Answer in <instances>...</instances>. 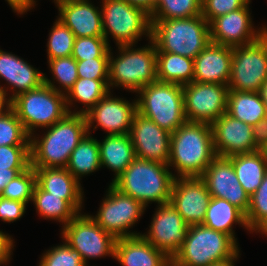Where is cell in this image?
<instances>
[{
    "label": "cell",
    "mask_w": 267,
    "mask_h": 266,
    "mask_svg": "<svg viewBox=\"0 0 267 266\" xmlns=\"http://www.w3.org/2000/svg\"><path fill=\"white\" fill-rule=\"evenodd\" d=\"M151 40L156 52L194 59L210 41V24L202 16L151 21Z\"/></svg>",
    "instance_id": "cell-4"
},
{
    "label": "cell",
    "mask_w": 267,
    "mask_h": 266,
    "mask_svg": "<svg viewBox=\"0 0 267 266\" xmlns=\"http://www.w3.org/2000/svg\"><path fill=\"white\" fill-rule=\"evenodd\" d=\"M79 182L82 176L101 168L99 140L87 133L72 151L65 167Z\"/></svg>",
    "instance_id": "cell-32"
},
{
    "label": "cell",
    "mask_w": 267,
    "mask_h": 266,
    "mask_svg": "<svg viewBox=\"0 0 267 266\" xmlns=\"http://www.w3.org/2000/svg\"><path fill=\"white\" fill-rule=\"evenodd\" d=\"M202 0H156L151 21L170 20L199 16Z\"/></svg>",
    "instance_id": "cell-34"
},
{
    "label": "cell",
    "mask_w": 267,
    "mask_h": 266,
    "mask_svg": "<svg viewBox=\"0 0 267 266\" xmlns=\"http://www.w3.org/2000/svg\"><path fill=\"white\" fill-rule=\"evenodd\" d=\"M201 178L211 197L225 199L245 214L250 205V196L243 189L227 157H216L206 168Z\"/></svg>",
    "instance_id": "cell-18"
},
{
    "label": "cell",
    "mask_w": 267,
    "mask_h": 266,
    "mask_svg": "<svg viewBox=\"0 0 267 266\" xmlns=\"http://www.w3.org/2000/svg\"><path fill=\"white\" fill-rule=\"evenodd\" d=\"M46 130L41 138L34 134L30 136V165L33 168H65L72 151L88 133L86 116L68 113Z\"/></svg>",
    "instance_id": "cell-2"
},
{
    "label": "cell",
    "mask_w": 267,
    "mask_h": 266,
    "mask_svg": "<svg viewBox=\"0 0 267 266\" xmlns=\"http://www.w3.org/2000/svg\"><path fill=\"white\" fill-rule=\"evenodd\" d=\"M226 113L251 126L267 116L259 92L228 91Z\"/></svg>",
    "instance_id": "cell-29"
},
{
    "label": "cell",
    "mask_w": 267,
    "mask_h": 266,
    "mask_svg": "<svg viewBox=\"0 0 267 266\" xmlns=\"http://www.w3.org/2000/svg\"><path fill=\"white\" fill-rule=\"evenodd\" d=\"M41 257L39 266H86L80 253L65 241L47 250Z\"/></svg>",
    "instance_id": "cell-40"
},
{
    "label": "cell",
    "mask_w": 267,
    "mask_h": 266,
    "mask_svg": "<svg viewBox=\"0 0 267 266\" xmlns=\"http://www.w3.org/2000/svg\"><path fill=\"white\" fill-rule=\"evenodd\" d=\"M32 202L36 211L44 219L61 222L65 226L78 212L62 196H55L43 191L37 184L33 191Z\"/></svg>",
    "instance_id": "cell-33"
},
{
    "label": "cell",
    "mask_w": 267,
    "mask_h": 266,
    "mask_svg": "<svg viewBox=\"0 0 267 266\" xmlns=\"http://www.w3.org/2000/svg\"><path fill=\"white\" fill-rule=\"evenodd\" d=\"M47 63L49 65L51 73L53 74V81L56 80V82L60 84L61 88L60 86L57 87L56 85H54L55 82H51V80L45 76L46 74H44V83L54 90L61 93L65 92L66 94L78 80L77 61L72 56H68L57 59H50Z\"/></svg>",
    "instance_id": "cell-35"
},
{
    "label": "cell",
    "mask_w": 267,
    "mask_h": 266,
    "mask_svg": "<svg viewBox=\"0 0 267 266\" xmlns=\"http://www.w3.org/2000/svg\"><path fill=\"white\" fill-rule=\"evenodd\" d=\"M245 216L250 233L267 218V171L259 188L250 196Z\"/></svg>",
    "instance_id": "cell-41"
},
{
    "label": "cell",
    "mask_w": 267,
    "mask_h": 266,
    "mask_svg": "<svg viewBox=\"0 0 267 266\" xmlns=\"http://www.w3.org/2000/svg\"><path fill=\"white\" fill-rule=\"evenodd\" d=\"M26 169H0V195L5 186Z\"/></svg>",
    "instance_id": "cell-48"
},
{
    "label": "cell",
    "mask_w": 267,
    "mask_h": 266,
    "mask_svg": "<svg viewBox=\"0 0 267 266\" xmlns=\"http://www.w3.org/2000/svg\"><path fill=\"white\" fill-rule=\"evenodd\" d=\"M65 1H67V0H54V3L57 4L56 6H58L59 4L64 3ZM35 5H37V4H36V1L32 0V8H33Z\"/></svg>",
    "instance_id": "cell-55"
},
{
    "label": "cell",
    "mask_w": 267,
    "mask_h": 266,
    "mask_svg": "<svg viewBox=\"0 0 267 266\" xmlns=\"http://www.w3.org/2000/svg\"><path fill=\"white\" fill-rule=\"evenodd\" d=\"M228 85L192 81L183 85L186 121L212 124L227 110Z\"/></svg>",
    "instance_id": "cell-13"
},
{
    "label": "cell",
    "mask_w": 267,
    "mask_h": 266,
    "mask_svg": "<svg viewBox=\"0 0 267 266\" xmlns=\"http://www.w3.org/2000/svg\"><path fill=\"white\" fill-rule=\"evenodd\" d=\"M168 164L135 158L111 184L123 194L131 196L145 207L170 201L175 174Z\"/></svg>",
    "instance_id": "cell-3"
},
{
    "label": "cell",
    "mask_w": 267,
    "mask_h": 266,
    "mask_svg": "<svg viewBox=\"0 0 267 266\" xmlns=\"http://www.w3.org/2000/svg\"><path fill=\"white\" fill-rule=\"evenodd\" d=\"M109 80H94L87 78H78L74 85L65 94L67 110L70 114H86L91 110L110 90ZM73 101L81 102L85 105L84 109L71 111L69 107ZM71 105V106H69Z\"/></svg>",
    "instance_id": "cell-31"
},
{
    "label": "cell",
    "mask_w": 267,
    "mask_h": 266,
    "mask_svg": "<svg viewBox=\"0 0 267 266\" xmlns=\"http://www.w3.org/2000/svg\"><path fill=\"white\" fill-rule=\"evenodd\" d=\"M137 112L136 99L132 102L113 97L109 91L85 116L88 133L101 127L107 135H126L130 133L134 115ZM96 125H93L95 124Z\"/></svg>",
    "instance_id": "cell-16"
},
{
    "label": "cell",
    "mask_w": 267,
    "mask_h": 266,
    "mask_svg": "<svg viewBox=\"0 0 267 266\" xmlns=\"http://www.w3.org/2000/svg\"><path fill=\"white\" fill-rule=\"evenodd\" d=\"M2 145H30V136L11 107L0 114V146Z\"/></svg>",
    "instance_id": "cell-37"
},
{
    "label": "cell",
    "mask_w": 267,
    "mask_h": 266,
    "mask_svg": "<svg viewBox=\"0 0 267 266\" xmlns=\"http://www.w3.org/2000/svg\"><path fill=\"white\" fill-rule=\"evenodd\" d=\"M30 166V145L0 146V169H27Z\"/></svg>",
    "instance_id": "cell-42"
},
{
    "label": "cell",
    "mask_w": 267,
    "mask_h": 266,
    "mask_svg": "<svg viewBox=\"0 0 267 266\" xmlns=\"http://www.w3.org/2000/svg\"><path fill=\"white\" fill-rule=\"evenodd\" d=\"M157 207L150 229L141 236L172 258L184 244L189 226L170 202Z\"/></svg>",
    "instance_id": "cell-14"
},
{
    "label": "cell",
    "mask_w": 267,
    "mask_h": 266,
    "mask_svg": "<svg viewBox=\"0 0 267 266\" xmlns=\"http://www.w3.org/2000/svg\"><path fill=\"white\" fill-rule=\"evenodd\" d=\"M129 135L136 158L168 164L171 136L169 132L136 112Z\"/></svg>",
    "instance_id": "cell-19"
},
{
    "label": "cell",
    "mask_w": 267,
    "mask_h": 266,
    "mask_svg": "<svg viewBox=\"0 0 267 266\" xmlns=\"http://www.w3.org/2000/svg\"><path fill=\"white\" fill-rule=\"evenodd\" d=\"M216 157L210 124L186 121L170 136L168 166L176 178L201 177Z\"/></svg>",
    "instance_id": "cell-1"
},
{
    "label": "cell",
    "mask_w": 267,
    "mask_h": 266,
    "mask_svg": "<svg viewBox=\"0 0 267 266\" xmlns=\"http://www.w3.org/2000/svg\"><path fill=\"white\" fill-rule=\"evenodd\" d=\"M114 259L122 266H171V258L141 235L117 239Z\"/></svg>",
    "instance_id": "cell-24"
},
{
    "label": "cell",
    "mask_w": 267,
    "mask_h": 266,
    "mask_svg": "<svg viewBox=\"0 0 267 266\" xmlns=\"http://www.w3.org/2000/svg\"><path fill=\"white\" fill-rule=\"evenodd\" d=\"M74 41L73 32L57 18L47 42L48 60L72 56Z\"/></svg>",
    "instance_id": "cell-36"
},
{
    "label": "cell",
    "mask_w": 267,
    "mask_h": 266,
    "mask_svg": "<svg viewBox=\"0 0 267 266\" xmlns=\"http://www.w3.org/2000/svg\"><path fill=\"white\" fill-rule=\"evenodd\" d=\"M246 193L251 196L261 185L267 171V157L264 150L253 153L235 154L227 157Z\"/></svg>",
    "instance_id": "cell-27"
},
{
    "label": "cell",
    "mask_w": 267,
    "mask_h": 266,
    "mask_svg": "<svg viewBox=\"0 0 267 266\" xmlns=\"http://www.w3.org/2000/svg\"><path fill=\"white\" fill-rule=\"evenodd\" d=\"M107 190L97 215H90L92 219L116 239L141 235L142 233L131 232L129 229L138 222L146 207L120 192L111 183Z\"/></svg>",
    "instance_id": "cell-11"
},
{
    "label": "cell",
    "mask_w": 267,
    "mask_h": 266,
    "mask_svg": "<svg viewBox=\"0 0 267 266\" xmlns=\"http://www.w3.org/2000/svg\"><path fill=\"white\" fill-rule=\"evenodd\" d=\"M124 1L128 2L130 5L142 8L148 14H151L153 12L156 3V0H124Z\"/></svg>",
    "instance_id": "cell-50"
},
{
    "label": "cell",
    "mask_w": 267,
    "mask_h": 266,
    "mask_svg": "<svg viewBox=\"0 0 267 266\" xmlns=\"http://www.w3.org/2000/svg\"><path fill=\"white\" fill-rule=\"evenodd\" d=\"M250 2L251 0L244 7L219 16L210 23L211 43L237 47L253 43L265 34L264 25L258 31L253 28Z\"/></svg>",
    "instance_id": "cell-15"
},
{
    "label": "cell",
    "mask_w": 267,
    "mask_h": 266,
    "mask_svg": "<svg viewBox=\"0 0 267 266\" xmlns=\"http://www.w3.org/2000/svg\"><path fill=\"white\" fill-rule=\"evenodd\" d=\"M232 65V47L209 43L194 58L193 81L228 85Z\"/></svg>",
    "instance_id": "cell-23"
},
{
    "label": "cell",
    "mask_w": 267,
    "mask_h": 266,
    "mask_svg": "<svg viewBox=\"0 0 267 266\" xmlns=\"http://www.w3.org/2000/svg\"><path fill=\"white\" fill-rule=\"evenodd\" d=\"M137 94V112L170 134L186 122L183 85L157 80Z\"/></svg>",
    "instance_id": "cell-7"
},
{
    "label": "cell",
    "mask_w": 267,
    "mask_h": 266,
    "mask_svg": "<svg viewBox=\"0 0 267 266\" xmlns=\"http://www.w3.org/2000/svg\"><path fill=\"white\" fill-rule=\"evenodd\" d=\"M10 7L17 14L23 15L32 9V0H6Z\"/></svg>",
    "instance_id": "cell-49"
},
{
    "label": "cell",
    "mask_w": 267,
    "mask_h": 266,
    "mask_svg": "<svg viewBox=\"0 0 267 266\" xmlns=\"http://www.w3.org/2000/svg\"><path fill=\"white\" fill-rule=\"evenodd\" d=\"M264 151H265V154H266V157H267V147L264 149Z\"/></svg>",
    "instance_id": "cell-56"
},
{
    "label": "cell",
    "mask_w": 267,
    "mask_h": 266,
    "mask_svg": "<svg viewBox=\"0 0 267 266\" xmlns=\"http://www.w3.org/2000/svg\"><path fill=\"white\" fill-rule=\"evenodd\" d=\"M254 144L259 150L267 147V116L252 126Z\"/></svg>",
    "instance_id": "cell-46"
},
{
    "label": "cell",
    "mask_w": 267,
    "mask_h": 266,
    "mask_svg": "<svg viewBox=\"0 0 267 266\" xmlns=\"http://www.w3.org/2000/svg\"><path fill=\"white\" fill-rule=\"evenodd\" d=\"M4 79L11 87H2L9 101L17 95L39 88L44 83V74L15 54L0 49V79ZM12 90L10 96L7 90ZM9 95V97H8Z\"/></svg>",
    "instance_id": "cell-21"
},
{
    "label": "cell",
    "mask_w": 267,
    "mask_h": 266,
    "mask_svg": "<svg viewBox=\"0 0 267 266\" xmlns=\"http://www.w3.org/2000/svg\"><path fill=\"white\" fill-rule=\"evenodd\" d=\"M240 224L248 231L245 213L225 199L212 197L206 210L203 225L216 231L226 233L236 242L233 224Z\"/></svg>",
    "instance_id": "cell-28"
},
{
    "label": "cell",
    "mask_w": 267,
    "mask_h": 266,
    "mask_svg": "<svg viewBox=\"0 0 267 266\" xmlns=\"http://www.w3.org/2000/svg\"><path fill=\"white\" fill-rule=\"evenodd\" d=\"M238 243L226 233L203 224L191 225L184 244L171 258V266H213L239 254Z\"/></svg>",
    "instance_id": "cell-5"
},
{
    "label": "cell",
    "mask_w": 267,
    "mask_h": 266,
    "mask_svg": "<svg viewBox=\"0 0 267 266\" xmlns=\"http://www.w3.org/2000/svg\"><path fill=\"white\" fill-rule=\"evenodd\" d=\"M211 198L201 177H178L174 180L169 202L191 226L203 224Z\"/></svg>",
    "instance_id": "cell-17"
},
{
    "label": "cell",
    "mask_w": 267,
    "mask_h": 266,
    "mask_svg": "<svg viewBox=\"0 0 267 266\" xmlns=\"http://www.w3.org/2000/svg\"><path fill=\"white\" fill-rule=\"evenodd\" d=\"M35 185L36 173L30 165L5 186L0 196L28 204L32 202Z\"/></svg>",
    "instance_id": "cell-38"
},
{
    "label": "cell",
    "mask_w": 267,
    "mask_h": 266,
    "mask_svg": "<svg viewBox=\"0 0 267 266\" xmlns=\"http://www.w3.org/2000/svg\"><path fill=\"white\" fill-rule=\"evenodd\" d=\"M110 48L104 36L75 38L72 57L76 61L109 58Z\"/></svg>",
    "instance_id": "cell-39"
},
{
    "label": "cell",
    "mask_w": 267,
    "mask_h": 266,
    "mask_svg": "<svg viewBox=\"0 0 267 266\" xmlns=\"http://www.w3.org/2000/svg\"><path fill=\"white\" fill-rule=\"evenodd\" d=\"M26 206V203L10 200L0 196L1 221L11 223L19 220L25 214Z\"/></svg>",
    "instance_id": "cell-45"
},
{
    "label": "cell",
    "mask_w": 267,
    "mask_h": 266,
    "mask_svg": "<svg viewBox=\"0 0 267 266\" xmlns=\"http://www.w3.org/2000/svg\"><path fill=\"white\" fill-rule=\"evenodd\" d=\"M239 258V254L232 258L231 260H228V261H225V262H222V263H218V264H214L213 266H234V262Z\"/></svg>",
    "instance_id": "cell-54"
},
{
    "label": "cell",
    "mask_w": 267,
    "mask_h": 266,
    "mask_svg": "<svg viewBox=\"0 0 267 266\" xmlns=\"http://www.w3.org/2000/svg\"><path fill=\"white\" fill-rule=\"evenodd\" d=\"M36 184L46 192L62 196L78 213L82 211L83 188L66 168H34Z\"/></svg>",
    "instance_id": "cell-25"
},
{
    "label": "cell",
    "mask_w": 267,
    "mask_h": 266,
    "mask_svg": "<svg viewBox=\"0 0 267 266\" xmlns=\"http://www.w3.org/2000/svg\"><path fill=\"white\" fill-rule=\"evenodd\" d=\"M157 80L185 85L193 81L194 59L169 52H156Z\"/></svg>",
    "instance_id": "cell-30"
},
{
    "label": "cell",
    "mask_w": 267,
    "mask_h": 266,
    "mask_svg": "<svg viewBox=\"0 0 267 266\" xmlns=\"http://www.w3.org/2000/svg\"><path fill=\"white\" fill-rule=\"evenodd\" d=\"M62 227V240L80 253L86 266L89 259L110 255L114 258L117 239L104 231L90 215L78 213Z\"/></svg>",
    "instance_id": "cell-12"
},
{
    "label": "cell",
    "mask_w": 267,
    "mask_h": 266,
    "mask_svg": "<svg viewBox=\"0 0 267 266\" xmlns=\"http://www.w3.org/2000/svg\"><path fill=\"white\" fill-rule=\"evenodd\" d=\"M57 8L58 19L73 32L75 38L104 36L101 9L89 0H67Z\"/></svg>",
    "instance_id": "cell-22"
},
{
    "label": "cell",
    "mask_w": 267,
    "mask_h": 266,
    "mask_svg": "<svg viewBox=\"0 0 267 266\" xmlns=\"http://www.w3.org/2000/svg\"><path fill=\"white\" fill-rule=\"evenodd\" d=\"M250 0H202L201 15L210 24L215 18L244 7Z\"/></svg>",
    "instance_id": "cell-43"
},
{
    "label": "cell",
    "mask_w": 267,
    "mask_h": 266,
    "mask_svg": "<svg viewBox=\"0 0 267 266\" xmlns=\"http://www.w3.org/2000/svg\"><path fill=\"white\" fill-rule=\"evenodd\" d=\"M149 42L148 46L136 49L133 48L134 45L118 46L117 57L113 56L110 49L109 90L122 87L137 93L146 85L157 81L156 47L151 39Z\"/></svg>",
    "instance_id": "cell-6"
},
{
    "label": "cell",
    "mask_w": 267,
    "mask_h": 266,
    "mask_svg": "<svg viewBox=\"0 0 267 266\" xmlns=\"http://www.w3.org/2000/svg\"><path fill=\"white\" fill-rule=\"evenodd\" d=\"M10 107V101L2 89H0V114Z\"/></svg>",
    "instance_id": "cell-51"
},
{
    "label": "cell",
    "mask_w": 267,
    "mask_h": 266,
    "mask_svg": "<svg viewBox=\"0 0 267 266\" xmlns=\"http://www.w3.org/2000/svg\"><path fill=\"white\" fill-rule=\"evenodd\" d=\"M103 35L109 47V34L116 45H135L146 35L151 39L150 14L140 7L124 0H102L101 7Z\"/></svg>",
    "instance_id": "cell-9"
},
{
    "label": "cell",
    "mask_w": 267,
    "mask_h": 266,
    "mask_svg": "<svg viewBox=\"0 0 267 266\" xmlns=\"http://www.w3.org/2000/svg\"><path fill=\"white\" fill-rule=\"evenodd\" d=\"M26 133L35 134L38 127H51L69 112L65 93L58 92L43 83L39 88L17 95L10 101Z\"/></svg>",
    "instance_id": "cell-8"
},
{
    "label": "cell",
    "mask_w": 267,
    "mask_h": 266,
    "mask_svg": "<svg viewBox=\"0 0 267 266\" xmlns=\"http://www.w3.org/2000/svg\"><path fill=\"white\" fill-rule=\"evenodd\" d=\"M211 129L214 150L218 157L259 150L254 144L252 126L233 118L226 112L211 124Z\"/></svg>",
    "instance_id": "cell-20"
},
{
    "label": "cell",
    "mask_w": 267,
    "mask_h": 266,
    "mask_svg": "<svg viewBox=\"0 0 267 266\" xmlns=\"http://www.w3.org/2000/svg\"><path fill=\"white\" fill-rule=\"evenodd\" d=\"M78 78L109 80V58L77 61Z\"/></svg>",
    "instance_id": "cell-44"
},
{
    "label": "cell",
    "mask_w": 267,
    "mask_h": 266,
    "mask_svg": "<svg viewBox=\"0 0 267 266\" xmlns=\"http://www.w3.org/2000/svg\"><path fill=\"white\" fill-rule=\"evenodd\" d=\"M99 155L101 168L104 166L114 171L113 182L136 158L131 136L106 135L101 142L99 141Z\"/></svg>",
    "instance_id": "cell-26"
},
{
    "label": "cell",
    "mask_w": 267,
    "mask_h": 266,
    "mask_svg": "<svg viewBox=\"0 0 267 266\" xmlns=\"http://www.w3.org/2000/svg\"><path fill=\"white\" fill-rule=\"evenodd\" d=\"M265 34L253 43L232 47L229 90L259 92L267 80V26Z\"/></svg>",
    "instance_id": "cell-10"
},
{
    "label": "cell",
    "mask_w": 267,
    "mask_h": 266,
    "mask_svg": "<svg viewBox=\"0 0 267 266\" xmlns=\"http://www.w3.org/2000/svg\"><path fill=\"white\" fill-rule=\"evenodd\" d=\"M257 231V232H256ZM253 232L262 233L263 235H267V218L263 220L254 230Z\"/></svg>",
    "instance_id": "cell-53"
},
{
    "label": "cell",
    "mask_w": 267,
    "mask_h": 266,
    "mask_svg": "<svg viewBox=\"0 0 267 266\" xmlns=\"http://www.w3.org/2000/svg\"><path fill=\"white\" fill-rule=\"evenodd\" d=\"M13 243V238L0 230V265L7 264L11 259L12 249H14Z\"/></svg>",
    "instance_id": "cell-47"
},
{
    "label": "cell",
    "mask_w": 267,
    "mask_h": 266,
    "mask_svg": "<svg viewBox=\"0 0 267 266\" xmlns=\"http://www.w3.org/2000/svg\"><path fill=\"white\" fill-rule=\"evenodd\" d=\"M259 94L261 96L263 103L265 104L267 108V80L262 84L259 90Z\"/></svg>",
    "instance_id": "cell-52"
}]
</instances>
